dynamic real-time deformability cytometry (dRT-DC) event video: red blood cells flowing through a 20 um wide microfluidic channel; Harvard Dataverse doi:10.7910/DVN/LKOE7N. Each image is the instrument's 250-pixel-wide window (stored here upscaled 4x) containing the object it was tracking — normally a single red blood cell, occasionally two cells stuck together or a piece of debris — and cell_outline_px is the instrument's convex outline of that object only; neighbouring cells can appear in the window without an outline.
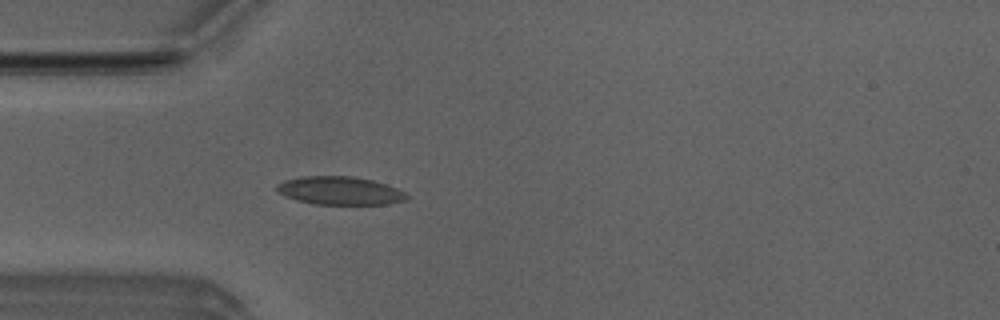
{"species": "Egyptian fruit bat (a non-hibernating species)", "species_latin": "Rousettus aegyptiacus", "temperature_condition": "room temperature", "stored_images_in_passage": 41, "camera_frame_rate_fps": 3000, "um_per_image_px": 0.085, "animal": {"sex": "male"}, "frame": {"image": 1, "passage_image": 3, "time_ms": 0.667, "image_size_px": [1000, 320], "cell_outline_px": [[408, 200], [388, 204], [312, 204], [296, 200], [284, 196], [276, 192], [276, 184], [284, 180], [300, 176], [352, 176], [372, 180], [396, 188], [404, 192], [408, 196]], "centroid_in_image_um": [28.84, 16.21], "position_along_channel_um": 56.2, "area_um2": 21.5}}
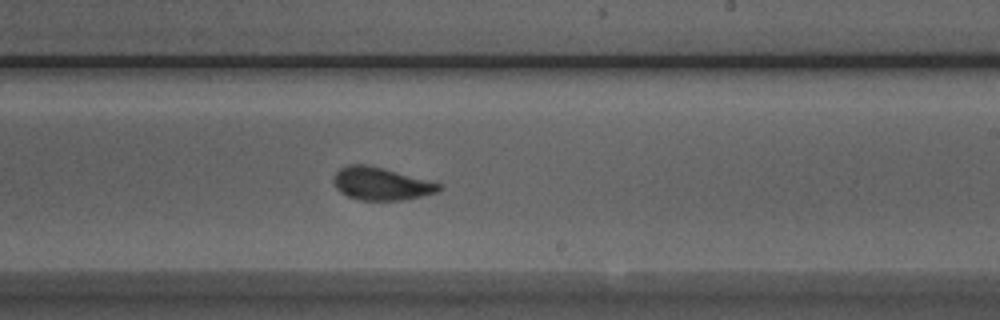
{"frame": {"image": 2, "passage_image": 19, "time_ms": 6.0, "image_size_px": [1000, 320], "cell_outline_px": [[444, 188], [436, 192], [420, 196], [400, 200], [360, 200], [348, 196], [340, 192], [336, 188], [332, 180], [336, 172], [340, 168], [348, 164], [368, 164], [444, 184]], "centroid_in_image_um": [32.39, 15.6], "position_along_channel_um": 256.6, "area_um2": 20.17}}
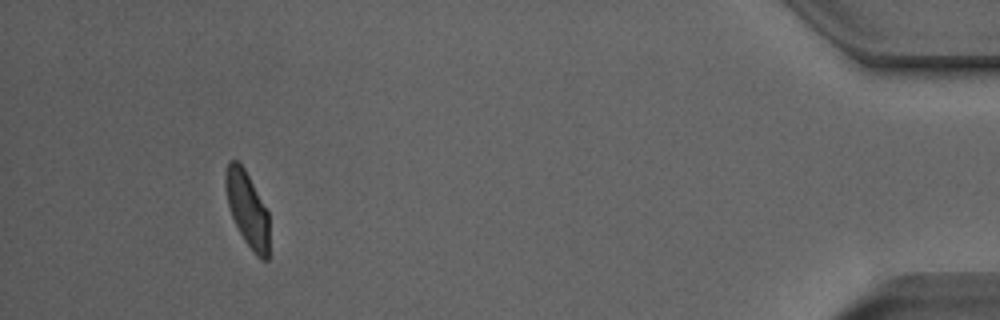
{"frame": {"image": 3, "passage_image": 37, "time_ms": 12.0, "image_size_px": [1000, 320], "cell_outline_px": [[268, 260], [264, 260], [256, 256], [244, 240], [232, 216], [228, 204], [224, 184], [224, 176], [228, 164], [232, 160], [236, 160], [244, 168], [268, 212]], "centroid_in_image_um": [21.01, 17.78], "position_along_channel_um": 414.2, "area_um2": 18.73}, "authors_computed_cell_mechanics": {"area_um2": 20.1722, "velocity_mm_per_s": 3.8248, "shape_relaxation_time_tau1_ms": 4.8389, "shape_relaxation_time_tau2_ms": 0.9322, "deformation_change_tau1": 0.147, "deformation_change_tau2": 0.0533}}